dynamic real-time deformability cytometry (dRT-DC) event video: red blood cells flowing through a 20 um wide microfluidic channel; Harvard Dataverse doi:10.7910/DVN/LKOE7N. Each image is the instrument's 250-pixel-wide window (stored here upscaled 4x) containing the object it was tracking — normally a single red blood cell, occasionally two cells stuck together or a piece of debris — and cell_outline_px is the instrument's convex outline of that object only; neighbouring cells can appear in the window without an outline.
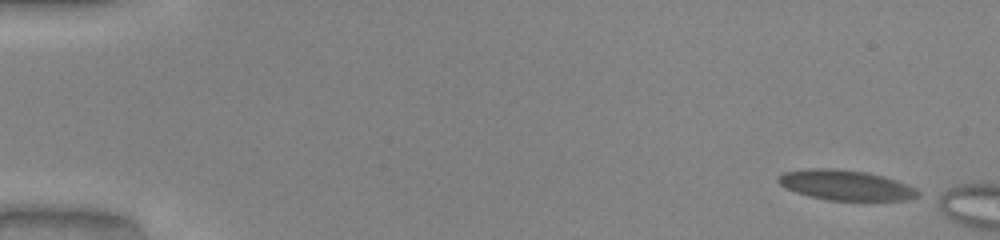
{"species": "common noctule bat (a hibernating species)", "species_latin": "Nyctalus noctula", "temperature_condition": "warm", "stored_images_in_passage": 4, "camera_frame_rate_fps": 3000, "um_per_image_px": 0.085, "animal": {"sex": "male", "body_mass_g": 20.0, "forearm_length_mm": 53.3}, "frame": {"image": 1, "passage_image": 1, "time_ms": 0.0, "image_size_px": [1000, 240], "cell_outline_px": [[916, 196], [900, 200], [828, 200], [812, 196], [788, 188], [780, 184], [776, 180], [784, 172], [820, 168], [828, 168], [864, 172], [880, 176], [904, 184], [912, 188], [916, 192]], "centroid_in_image_um": [71.81, 15.74], "position_along_channel_um": 13.2, "area_um2": 23.24}}